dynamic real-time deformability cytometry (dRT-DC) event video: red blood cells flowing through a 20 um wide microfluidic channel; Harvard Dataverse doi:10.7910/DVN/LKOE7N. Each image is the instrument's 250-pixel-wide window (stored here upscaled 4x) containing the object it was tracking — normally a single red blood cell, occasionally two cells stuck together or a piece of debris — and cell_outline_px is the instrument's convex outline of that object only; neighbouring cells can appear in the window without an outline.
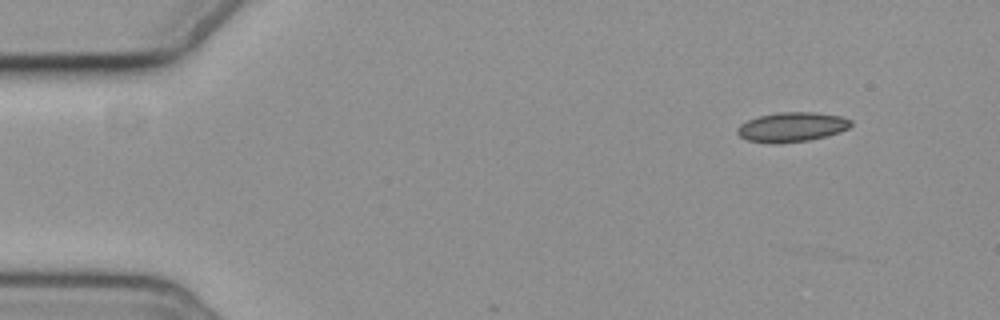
{"species": "common noctule bat (a hibernating species)", "species_latin": "Nyctalus noctula", "temperature_condition": "cold", "stored_images_in_passage": 2, "camera_frame_rate_fps": 3000, "um_per_image_px": 0.085, "animal": {"sex": "female", "body_mass_g": 19.3, "forearm_length_mm": 54.1}, "frame": {"image": 1, "passage_image": 1, "time_ms": 0.0, "image_size_px": [1000, 320], "cell_outline_px": [[852, 124], [848, 128], [840, 132], [808, 140], [748, 140], [740, 136], [736, 132], [736, 128], [740, 124], [748, 120], [760, 116], [780, 112], [812, 112], [840, 116], [852, 120]], "centroid_in_image_um": [67.35, 10.74], "position_along_channel_um": 17.6, "area_um2": 18.55}}